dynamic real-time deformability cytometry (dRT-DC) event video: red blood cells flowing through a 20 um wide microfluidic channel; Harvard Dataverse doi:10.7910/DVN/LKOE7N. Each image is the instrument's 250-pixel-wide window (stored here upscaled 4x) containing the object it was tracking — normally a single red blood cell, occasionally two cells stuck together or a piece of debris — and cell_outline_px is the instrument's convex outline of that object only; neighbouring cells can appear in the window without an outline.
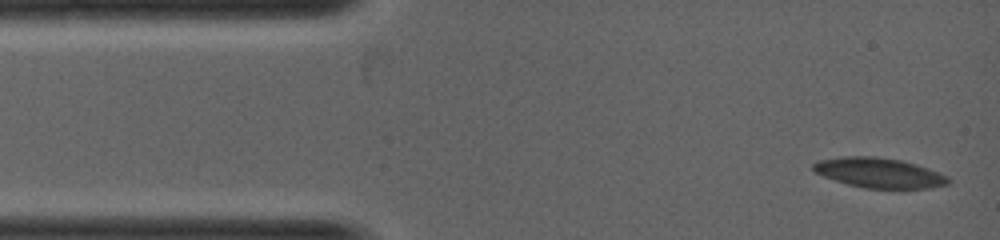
{"species": "common noctule bat (a hibernating species)", "species_latin": "Nyctalus noctula", "temperature_condition": "warm", "stored_images_in_passage": 35, "camera_frame_rate_fps": 5000, "um_per_image_px": 0.085, "animal": {"sex": "female", "body_mass_g": 19.0, "forearm_length_mm": 53.3}, "frame": {"image": 1, "passage_image": 1, "time_ms": 0.0, "image_size_px": [1000, 240], "cell_outline_px": [[952, 180], [948, 184], [932, 188], [864, 188], [848, 184], [824, 176], [816, 172], [812, 168], [812, 164], [816, 160], [844, 156], [872, 156], [900, 160], [916, 164], [928, 168], [948, 176]], "centroid_in_image_um": [74.74, 14.68], "position_along_channel_um": 10.3, "area_um2": 23.52}}
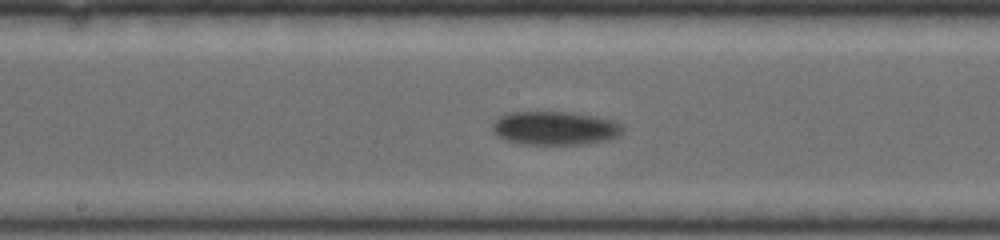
{"frame": {"image": 2, "passage_image": 16, "time_ms": 3.0, "image_size_px": [1000, 240], "cell_outline_px": [[624, 132], [608, 140], [580, 144], [524, 144], [504, 140], [496, 136], [492, 132], [492, 124], [500, 116], [508, 112], [572, 112], [596, 116], [612, 120], [624, 124]], "centroid_in_image_um": [47.17, 10.89], "position_along_channel_um": 201.0, "area_um2": 25.78}}
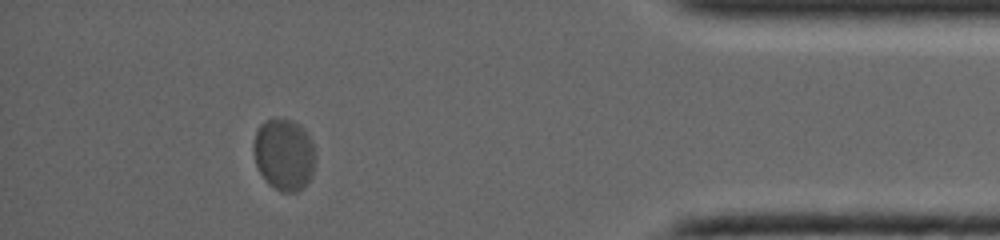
{"frame": {"image": 3, "passage_image": 30, "time_ms": 5.8, "image_size_px": [1000, 240], "cell_outline_px": [[316, 156], [312, 176], [304, 188], [296, 192], [284, 192], [268, 184], [264, 180], [256, 164], [252, 148], [252, 144], [256, 132], [260, 124], [264, 120], [292, 120], [300, 124], [304, 128], [312, 140]], "centroid_in_image_um": [24.16, 13.14], "position_along_channel_um": 411.0, "area_um2": 26.18}}